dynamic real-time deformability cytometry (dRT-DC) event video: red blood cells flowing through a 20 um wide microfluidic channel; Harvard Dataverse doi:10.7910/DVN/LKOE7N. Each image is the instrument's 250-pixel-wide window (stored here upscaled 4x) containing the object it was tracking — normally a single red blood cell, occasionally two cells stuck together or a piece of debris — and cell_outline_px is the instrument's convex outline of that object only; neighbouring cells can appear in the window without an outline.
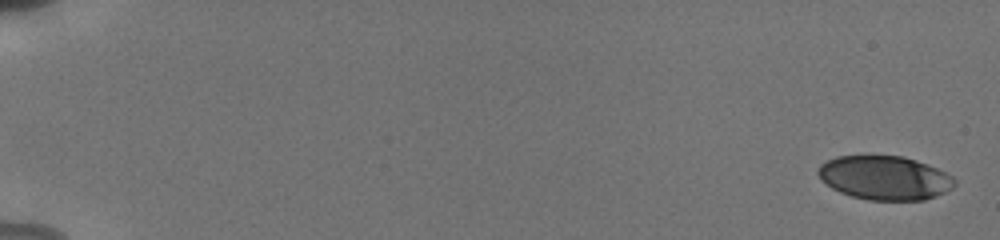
{"species": "human", "species_latin": "Homo sapiens", "temperature_condition": "cold", "stored_images_in_passage": 7, "camera_frame_rate_fps": 3000, "um_per_image_px": 0.085, "donor": {"sex": "male"}, "frame": {"image": 1, "passage_image": 1, "time_ms": 0.0, "image_size_px": [1000, 240], "cell_outline_px": [[956, 184], [952, 188], [936, 196], [924, 200], [868, 200], [852, 196], [840, 192], [832, 188], [820, 180], [816, 172], [820, 164], [836, 156], [904, 156], [928, 164], [952, 176], [956, 180]], "centroid_in_image_um": [75.18, 15.11], "position_along_channel_um": 9.8, "area_um2": 35.03}}
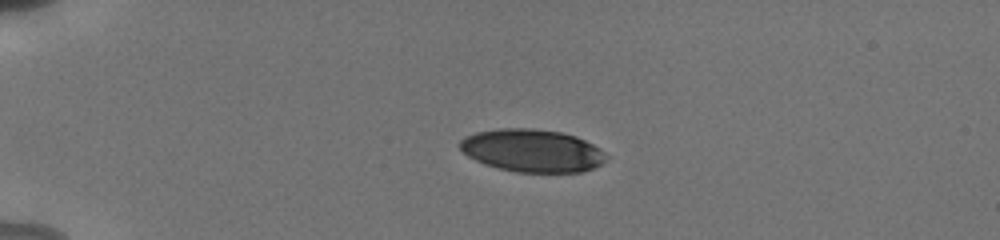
{"frame": {"image": 2, "passage_image": 5, "time_ms": 4.333, "image_size_px": [1000, 240], "cell_outline_px": [[608, 156], [600, 164], [592, 168], [580, 172], [516, 172], [484, 164], [468, 156], [460, 148], [460, 140], [464, 136], [476, 132], [500, 128], [532, 128], [560, 132], [576, 136], [600, 148]], "centroid_in_image_um": [45.22, 12.79], "position_along_channel_um": 39.8, "area_um2": 36.3}}
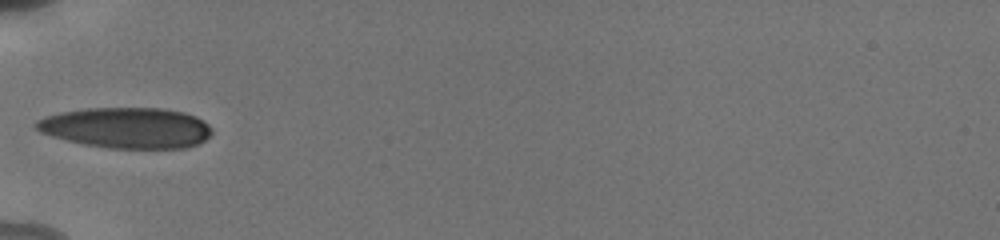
{"frame": {"image": 3, "passage_image": 7, "time_ms": 6.667, "image_size_px": [1000, 240], "cell_outline_px": [[212, 132], [204, 140], [188, 148], [108, 148], [84, 144], [52, 136], [40, 132], [36, 128], [36, 120], [44, 116], [60, 112], [88, 108], [164, 108], [184, 112], [196, 116], [204, 120], [212, 128]], "centroid_in_image_um": [10.77, 10.85], "position_along_channel_um": 74.2, "area_um2": 41.79}}